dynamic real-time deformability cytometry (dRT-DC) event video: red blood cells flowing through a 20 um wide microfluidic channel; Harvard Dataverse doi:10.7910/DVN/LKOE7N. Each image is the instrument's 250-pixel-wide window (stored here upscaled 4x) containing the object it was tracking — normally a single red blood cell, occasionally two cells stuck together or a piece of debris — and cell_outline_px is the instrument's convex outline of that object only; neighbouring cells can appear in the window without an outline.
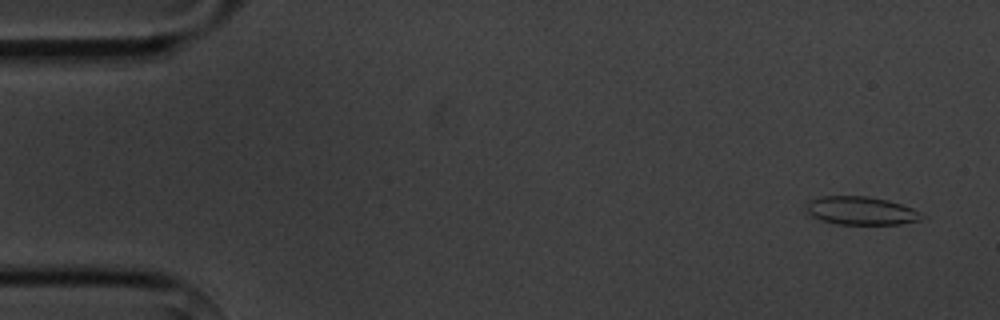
{"species": "common noctule bat (a hibernating species)", "species_latin": "Nyctalus noctula", "temperature_condition": "cold", "stored_images_in_passage": 4, "camera_frame_rate_fps": 3000, "um_per_image_px": 0.085, "animal": {"sex": "male", "body_mass_g": 20.1, "forearm_length_mm": 53.5}, "frame": {"image": 1, "passage_image": 1, "time_ms": 0.0, "image_size_px": [1000, 320], "cell_outline_px": [[928, 216], [920, 220], [900, 224], [836, 224], [820, 220], [812, 216], [808, 212], [808, 204], [812, 200], [820, 196], [868, 196], [888, 200], [912, 208]], "centroid_in_image_um": [73.24, 17.91], "position_along_channel_um": 11.8, "area_um2": 18.96}}